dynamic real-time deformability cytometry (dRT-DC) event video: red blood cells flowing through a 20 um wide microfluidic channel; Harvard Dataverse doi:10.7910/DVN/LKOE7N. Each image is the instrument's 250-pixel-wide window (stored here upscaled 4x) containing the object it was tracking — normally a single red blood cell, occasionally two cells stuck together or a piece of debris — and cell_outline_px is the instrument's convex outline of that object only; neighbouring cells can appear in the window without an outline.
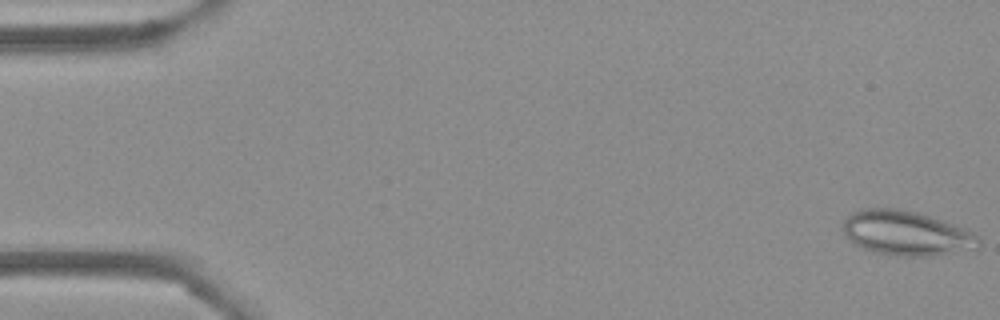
{"species": "Egyptian fruit bat (a non-hibernating species)", "species_latin": "Rousettus aegyptiacus", "temperature_condition": "cold", "stored_images_in_passage": 54, "camera_frame_rate_fps": 3000, "um_per_image_px": 0.085, "frame": {"image": 1, "passage_image": 1, "time_ms": 0.0, "image_size_px": [1000, 320], "cell_outline_px": [[980, 248], [932, 256], [896, 256], [872, 252], [856, 244], [844, 232], [844, 220], [852, 212], [864, 208], [896, 208], [916, 212], [964, 228], [980, 236]], "centroid_in_image_um": [77.08, 19.83], "position_along_channel_um": 7.9, "area_um2": 35.08}}
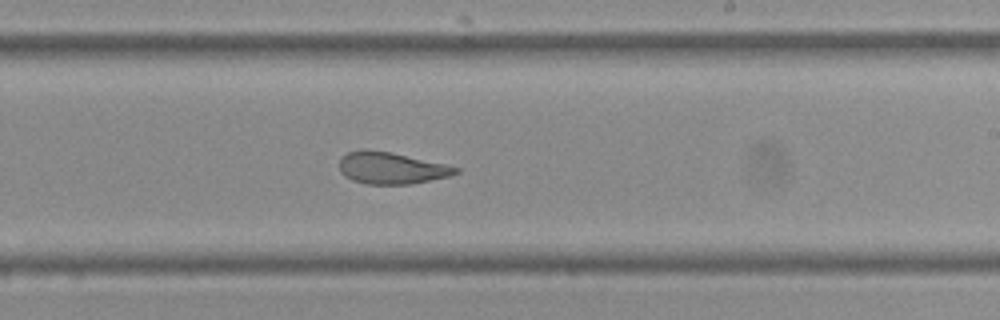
{"frame": {"image": 2, "passage_image": 32, "time_ms": 10.333, "image_size_px": [1000, 320], "cell_outline_px": [[460, 172], [448, 176], [412, 184], [368, 184], [352, 180], [344, 176], [340, 172], [340, 156], [348, 152], [364, 148], [368, 148], [392, 152], [444, 164], [460, 168]], "centroid_in_image_um": [33.22, 14.27], "position_along_channel_um": 255.8, "area_um2": 21.68}}
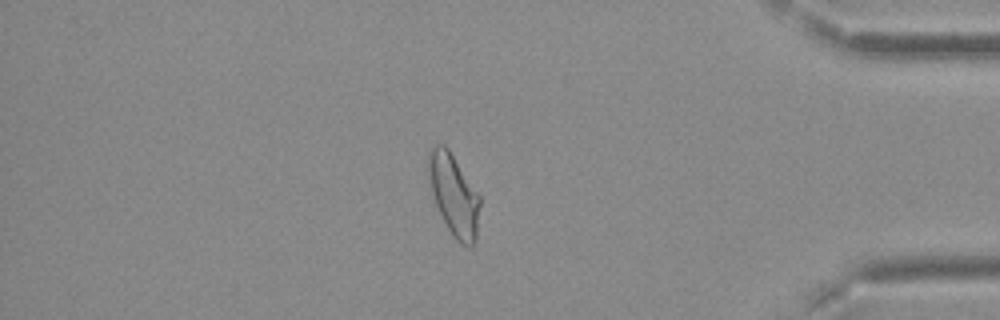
{"frame": {"image": 3, "passage_image": 46, "time_ms": 15.0, "image_size_px": [1000, 320], "cell_outline_px": [[480, 204], [476, 236], [472, 244], [468, 248], [460, 244], [452, 236], [436, 204], [432, 192], [428, 172], [428, 152], [432, 144], [444, 144], [448, 148], [480, 196]], "centroid_in_image_um": [38.57, 16.55], "position_along_channel_um": 396.6, "area_um2": 24.16}, "authors_computed_cell_mechanics": {"area_um2": 24.4783, "velocity_mm_per_s": 3.7393, "shape_relaxation_time_tau1_ms": null, "shape_relaxation_time_tau2_ms": 2.202, "deformation_change_tau1": null, "deformation_change_tau2": 0.0932}}